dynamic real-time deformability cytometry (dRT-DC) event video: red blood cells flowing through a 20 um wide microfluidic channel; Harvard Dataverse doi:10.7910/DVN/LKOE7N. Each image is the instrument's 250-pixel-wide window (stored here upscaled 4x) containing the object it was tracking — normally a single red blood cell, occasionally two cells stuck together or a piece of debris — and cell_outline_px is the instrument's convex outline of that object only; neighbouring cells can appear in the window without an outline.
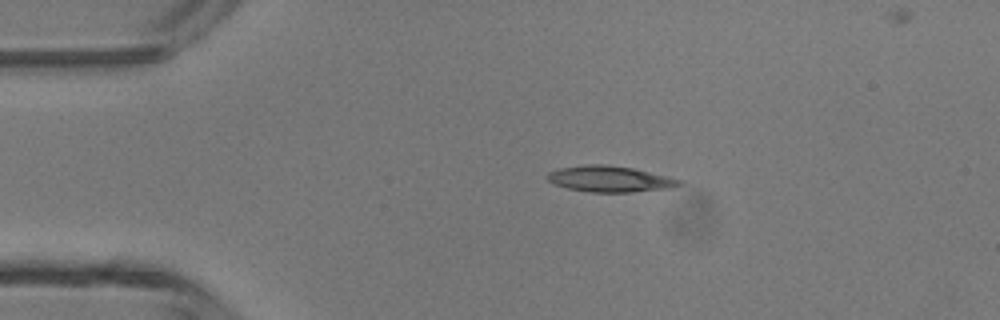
{"species": "common noctule bat (a hibernating species)", "species_latin": "Nyctalus noctula", "temperature_condition": "room temperature", "stored_images_in_passage": 34, "camera_frame_rate_fps": 3000, "um_per_image_px": 0.085, "animal": {"sex": "male", "body_mass_g": 13.3}, "frame": {"image": 1, "passage_image": 1, "time_ms": 0.0, "image_size_px": [1000, 320], "cell_outline_px": [[684, 184], [672, 188], [632, 192], [592, 192], [568, 188], [556, 184], [548, 180], [548, 172], [560, 168], [588, 164], [604, 164], [632, 168], [668, 176], [680, 180]], "centroid_in_image_um": [51.88, 15.21], "position_along_channel_um": 33.1, "area_um2": 19.83}}
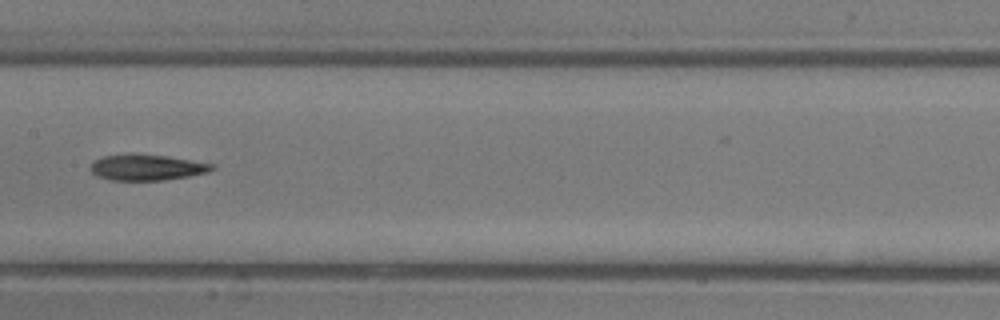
{"frame": {"image": 2, "passage_image": 15, "time_ms": 4.667, "image_size_px": [1000, 320], "cell_outline_px": [[216, 168], [208, 172], [188, 176], [164, 180], [108, 180], [96, 176], [88, 168], [96, 160], [104, 156], [136, 152], [168, 156], [216, 164]], "centroid_in_image_um": [12.49, 14.21], "position_along_channel_um": 194.9, "area_um2": 18.73}}
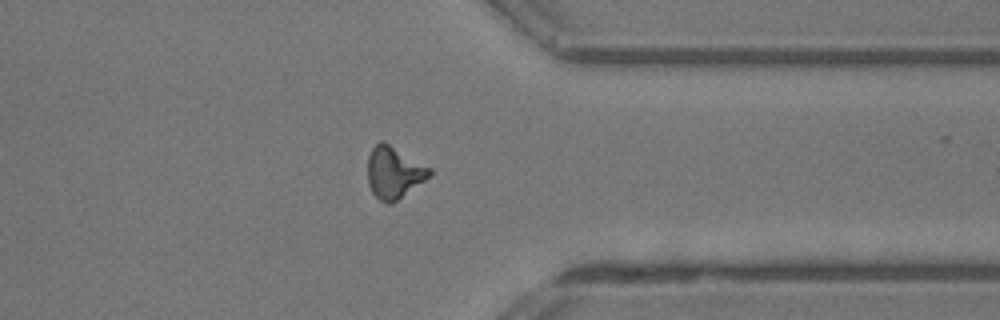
{"frame": {"image": 3, "passage_image": 28, "time_ms": 9.0, "image_size_px": [1000, 320], "cell_outline_px": [[432, 172], [424, 180], [392, 204], [384, 204], [372, 192], [368, 184], [368, 156], [372, 148], [380, 140], [384, 140], [432, 168]], "centroid_in_image_um": [33.47, 14.64], "position_along_channel_um": 377.9, "area_um2": 18.79}, "authors_computed_cell_mechanics": {"area_um2": 18.496, "velocity_mm_per_s": 4.3861, "shape_relaxation_time_tau1_ms": 4.7004, "shape_relaxation_time_tau2_ms": 10.1089, "deformation_change_tau1": 0.2078, "deformation_change_tau2": 0.2824}}